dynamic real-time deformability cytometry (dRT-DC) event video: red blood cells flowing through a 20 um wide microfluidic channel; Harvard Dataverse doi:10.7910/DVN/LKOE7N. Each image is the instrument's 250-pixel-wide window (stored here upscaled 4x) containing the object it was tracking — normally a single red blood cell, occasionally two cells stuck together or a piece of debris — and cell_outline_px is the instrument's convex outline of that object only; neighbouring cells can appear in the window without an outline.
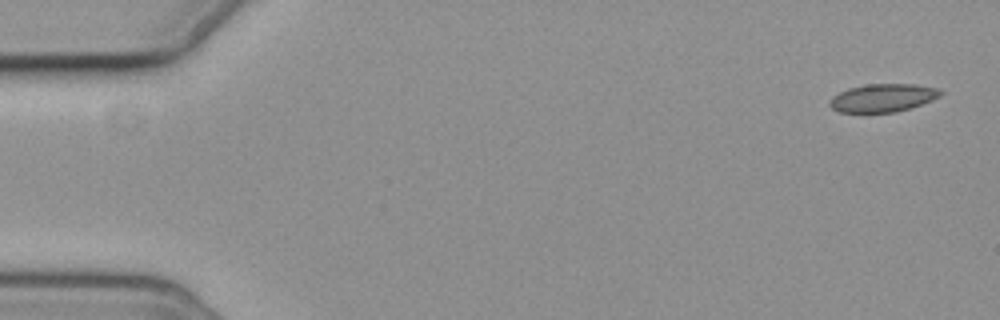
{"species": "common noctule bat (a hibernating species)", "species_latin": "Nyctalus noctula", "temperature_condition": "cold", "stored_images_in_passage": 4, "camera_frame_rate_fps": 3000, "um_per_image_px": 0.085, "animal": {"sex": "female", "body_mass_g": 19.3, "forearm_length_mm": 54.1}, "frame": {"image": 1, "passage_image": 1, "time_ms": 0.0, "image_size_px": [1000, 320], "cell_outline_px": [[944, 92], [940, 96], [932, 100], [912, 108], [896, 112], [840, 112], [832, 108], [828, 104], [832, 96], [848, 88], [868, 84], [912, 84], [936, 88]], "centroid_in_image_um": [75.04, 8.32], "position_along_channel_um": 10.0, "area_um2": 18.09}}